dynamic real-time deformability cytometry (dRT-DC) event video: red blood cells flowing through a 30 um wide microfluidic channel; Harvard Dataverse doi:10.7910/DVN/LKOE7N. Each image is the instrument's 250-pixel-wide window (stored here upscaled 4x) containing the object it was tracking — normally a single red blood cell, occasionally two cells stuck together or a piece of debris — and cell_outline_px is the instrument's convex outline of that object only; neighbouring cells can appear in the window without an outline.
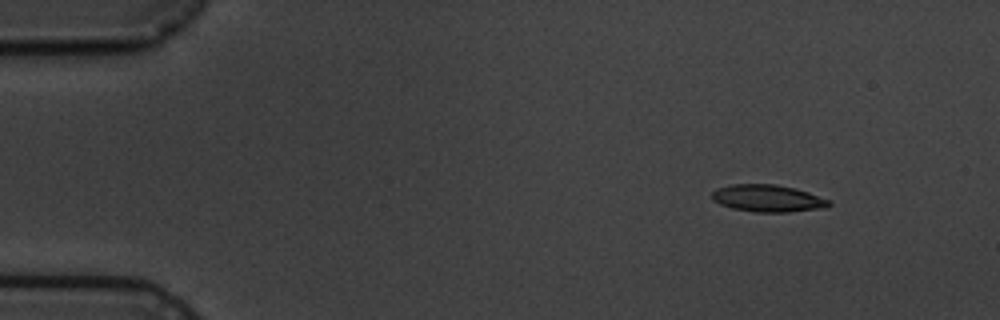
{"species": "common noctule bat (a hibernating species)", "species_latin": "Nyctalus noctula", "temperature_condition": "cold", "stored_images_in_passage": 5, "camera_frame_rate_fps": 3000, "um_per_image_px": 0.085, "animal": {"sex": "male", "body_mass_g": 19.5, "forearm_length_mm": 54.6}, "frame": {"image": 1, "passage_image": 2, "time_ms": 1.0, "image_size_px": [1000, 320], "cell_outline_px": [[832, 204], [828, 208], [788, 212], [756, 212], [732, 208], [720, 204], [712, 200], [712, 192], [716, 188], [732, 184], [776, 184], [796, 188], [832, 200]], "centroid_in_image_um": [65.31, 16.86], "position_along_channel_um": 19.7, "area_um2": 18.79}}
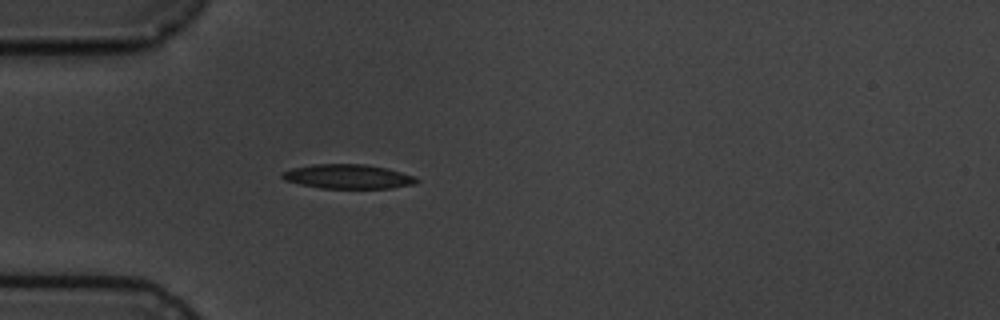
{"frame": {"image": 2, "passage_image": 5, "time_ms": 4.333, "image_size_px": [1000, 320], "cell_outline_px": [[420, 180], [412, 184], [392, 188], [320, 188], [300, 184], [284, 180], [280, 176], [280, 172], [292, 168], [312, 164], [364, 164], [388, 168], [416, 176]], "centroid_in_image_um": [29.56, 15.0], "position_along_channel_um": 55.4, "area_um2": 19.19}}